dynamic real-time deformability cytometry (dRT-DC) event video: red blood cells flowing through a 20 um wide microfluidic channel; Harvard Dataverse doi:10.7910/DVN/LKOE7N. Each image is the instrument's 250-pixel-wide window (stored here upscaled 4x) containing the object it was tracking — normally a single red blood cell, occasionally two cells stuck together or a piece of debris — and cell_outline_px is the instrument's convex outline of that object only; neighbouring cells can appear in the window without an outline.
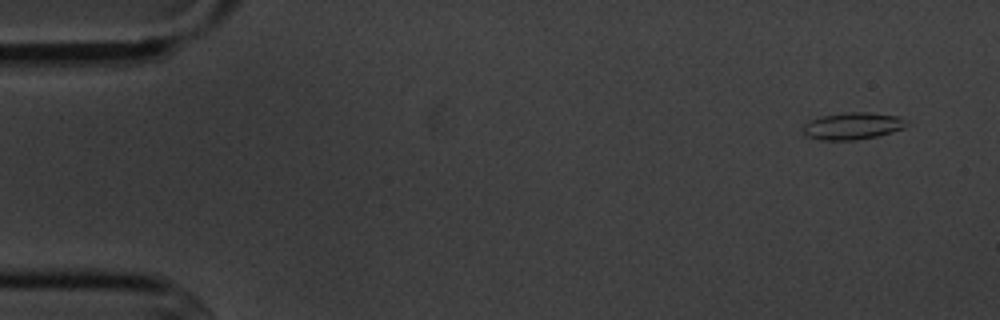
{"species": "common noctule bat (a hibernating species)", "species_latin": "Nyctalus noctula", "temperature_condition": "cold", "stored_images_in_passage": 14, "camera_frame_rate_fps": 3000, "um_per_image_px": 0.085, "animal": {"sex": "male", "body_mass_g": 20.1, "forearm_length_mm": 53.5}, "frame": {"image": 1, "passage_image": 1, "time_ms": 0.0, "image_size_px": [1000, 320], "cell_outline_px": [[912, 124], [904, 128], [892, 132], [876, 136], [856, 140], [820, 140], [804, 136], [800, 128], [808, 120], [820, 116], [848, 112], [868, 112], [896, 116]], "centroid_in_image_um": [72.41, 10.71], "position_along_channel_um": 12.6, "area_um2": 16.59}}
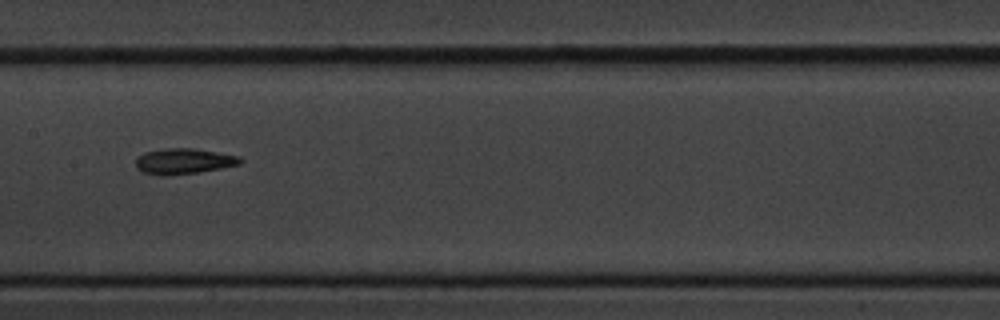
{"frame": {"image": 2, "passage_image": 7, "time_ms": 8.0, "image_size_px": [1000, 320], "cell_outline_px": [[244, 160], [240, 164], [200, 172], [164, 176], [160, 176], [140, 172], [136, 168], [136, 160], [144, 152], [164, 148], [196, 148], [240, 156]], "centroid_in_image_um": [15.61, 13.7], "position_along_channel_um": 191.8, "area_um2": 15.84}}
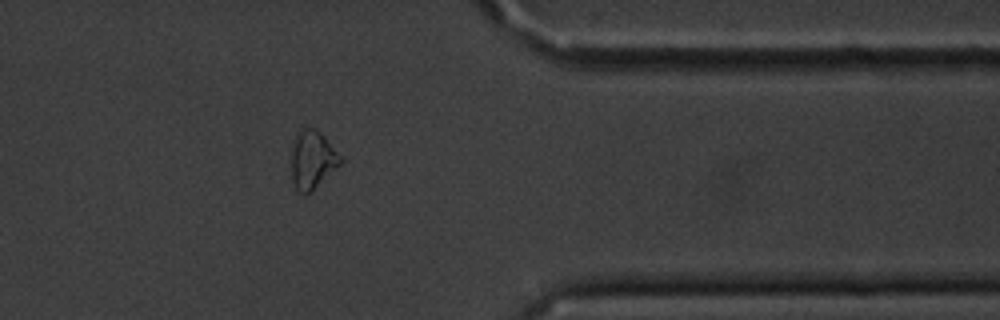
{"frame": {"image": 3, "passage_image": 12, "time_ms": 13.667, "image_size_px": [1000, 320], "cell_outline_px": [[344, 160], [312, 192], [300, 192], [296, 188], [292, 180], [292, 148], [296, 132], [300, 128], [316, 128], [324, 136]], "centroid_in_image_um": [26.55, 13.55], "position_along_channel_um": 384.8, "area_um2": 16.53}}